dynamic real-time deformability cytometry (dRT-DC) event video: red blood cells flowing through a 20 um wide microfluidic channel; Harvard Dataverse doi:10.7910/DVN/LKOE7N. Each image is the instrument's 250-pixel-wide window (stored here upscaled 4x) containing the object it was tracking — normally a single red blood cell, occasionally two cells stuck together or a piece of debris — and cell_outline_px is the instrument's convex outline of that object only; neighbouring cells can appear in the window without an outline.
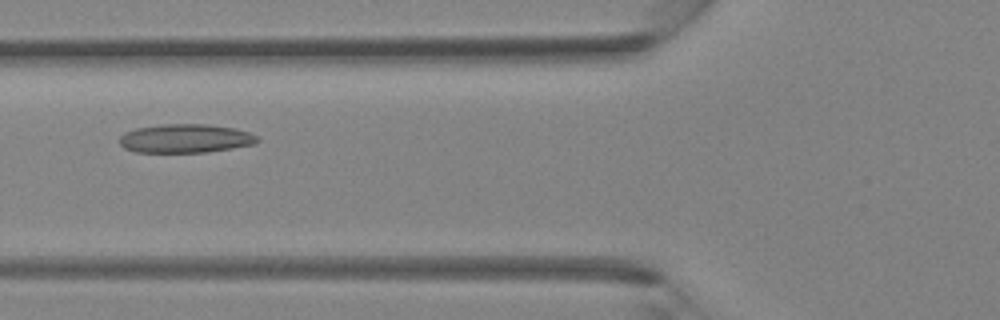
{"species": "Egyptian fruit bat (a non-hibernating species)", "species_latin": "Rousettus aegyptiacus", "temperature_condition": "room temperature", "stored_images_in_passage": 28, "camera_frame_rate_fps": 3000, "um_per_image_px": 0.085, "animal": {"sex": "female"}, "frame": {"image": 1, "passage_image": 3, "time_ms": 0.667, "image_size_px": [1000, 320], "cell_outline_px": [[260, 140], [256, 144], [208, 152], [136, 152], [124, 148], [120, 144], [120, 136], [124, 132], [136, 128], [164, 124], [208, 124], [232, 128], [248, 132], [256, 136]], "centroid_in_image_um": [15.75, 11.77], "position_along_channel_um": 110.0, "area_um2": 23.06}}
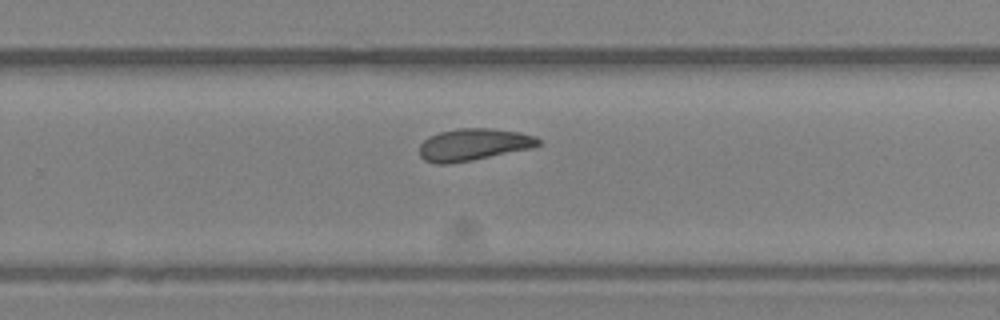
{"frame": {"image": 2, "passage_image": 14, "time_ms": 4.333, "image_size_px": [1000, 320], "cell_outline_px": [[540, 144], [532, 148], [472, 160], [448, 164], [436, 164], [424, 160], [420, 156], [420, 144], [428, 136], [440, 132], [460, 128], [492, 128], [520, 132], [536, 136], [540, 140]], "centroid_in_image_um": [40.25, 12.28], "position_along_channel_um": 289.6, "area_um2": 22.25}}
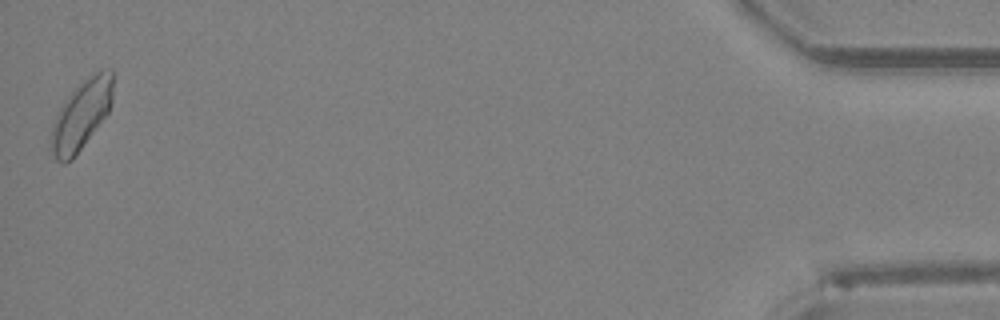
{"frame": {"image": 3, "passage_image": 28, "time_ms": 9.0, "image_size_px": [1000, 320], "cell_outline_px": [[112, 100], [108, 112], [72, 160], [64, 164], [60, 164], [56, 160], [48, 148], [52, 128], [56, 116], [64, 100], [84, 80], [96, 72], [108, 68], [112, 68]], "centroid_in_image_um": [6.87, 9.82], "position_along_channel_um": 428.3, "area_um2": 24.74}}